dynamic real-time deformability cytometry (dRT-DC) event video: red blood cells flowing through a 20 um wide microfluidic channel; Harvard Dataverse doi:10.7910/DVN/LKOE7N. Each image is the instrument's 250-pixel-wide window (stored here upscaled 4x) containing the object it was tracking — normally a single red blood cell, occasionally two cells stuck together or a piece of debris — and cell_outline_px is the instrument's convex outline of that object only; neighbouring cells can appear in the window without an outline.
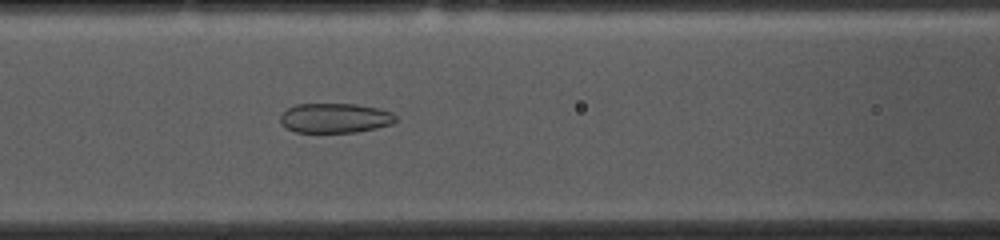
{"species": "common noctule bat (a hibernating species)", "species_latin": "Nyctalus noctula", "temperature_condition": "cold", "stored_images_in_passage": 53, "camera_frame_rate_fps": 3000, "um_per_image_px": 0.085, "animal": {"sex": "female", "body_mass_g": 10.0, "forearm_length_mm": 53.1}, "frame": {"image": 1, "passage_image": 21, "time_ms": 6.667, "image_size_px": [1000, 240], "cell_outline_px": [[396, 120], [392, 124], [376, 128], [356, 132], [296, 132], [288, 128], [280, 120], [280, 116], [288, 108], [296, 104], [356, 104], [380, 108], [392, 112], [396, 116]], "centroid_in_image_um": [28.52, 10.03], "position_along_channel_um": 138.1, "area_um2": 19.88}}
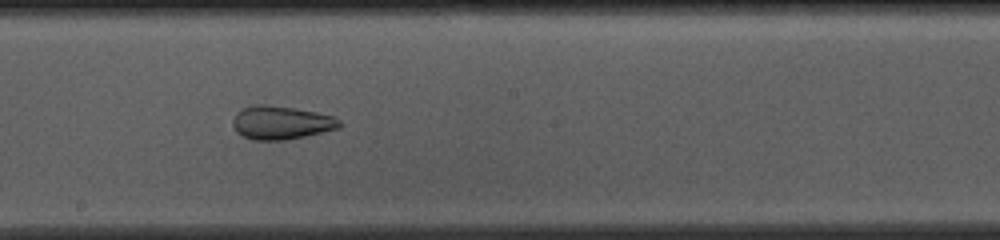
{"frame": {"image": 2, "passage_image": 28, "time_ms": 9.0, "image_size_px": [1000, 240], "cell_outline_px": [[344, 124], [340, 128], [304, 136], [284, 140], [252, 140], [236, 132], [232, 124], [232, 120], [236, 112], [240, 108], [252, 104], [264, 104], [292, 108], [316, 112], [336, 116]], "centroid_in_image_um": [23.89, 10.41], "position_along_channel_um": 224.3, "area_um2": 21.04}}
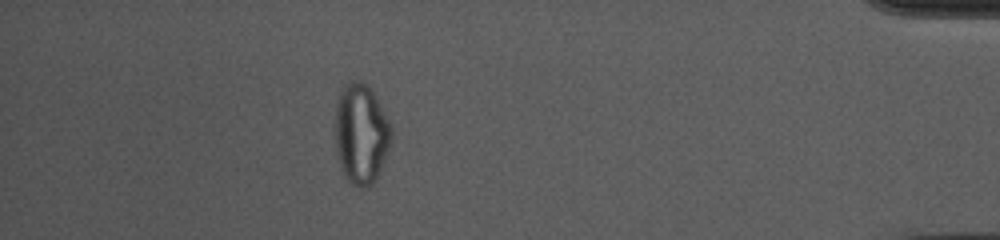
{"frame": {"image": 3, "passage_image": 47, "time_ms": 15.333, "image_size_px": [1000, 240], "cell_outline_px": [[392, 132], [388, 152], [376, 180], [372, 184], [364, 188], [360, 188], [352, 184], [344, 176], [340, 168], [336, 156], [332, 124], [336, 100], [344, 84], [352, 80], [360, 80], [368, 84], [372, 88], [392, 128]], "centroid_in_image_um": [30.63, 11.35], "position_along_channel_um": 404.6, "area_um2": 34.04}, "authors_computed_cell_mechanics": {"area_um2": 27.9174, "velocity_mm_per_s": 3.701, "shape_relaxation_time_tau1_ms": null, "shape_relaxation_time_tau2_ms": 2.024, "deformation_change_tau1": null, "deformation_change_tau2": 0.0839}}